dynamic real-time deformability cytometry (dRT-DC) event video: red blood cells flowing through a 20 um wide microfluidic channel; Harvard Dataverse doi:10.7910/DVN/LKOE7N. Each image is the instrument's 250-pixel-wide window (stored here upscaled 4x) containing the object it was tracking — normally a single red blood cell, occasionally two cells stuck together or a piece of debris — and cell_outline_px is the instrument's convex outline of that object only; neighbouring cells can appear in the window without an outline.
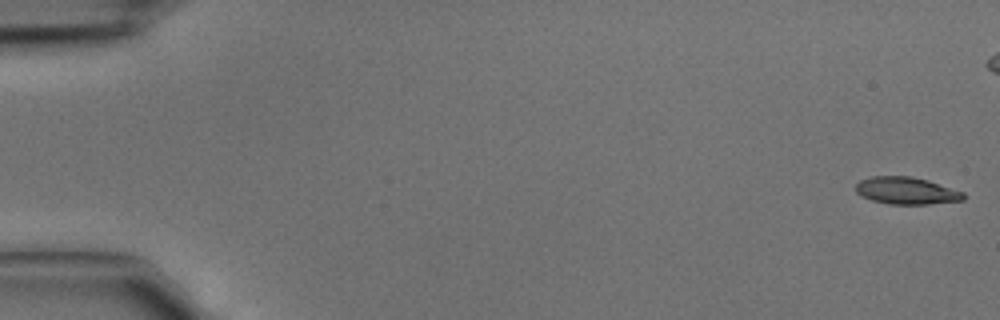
{"species": "common noctule bat (a hibernating species)", "species_latin": "Nyctalus noctula", "temperature_condition": "cold", "stored_images_in_passage": 6, "camera_frame_rate_fps": 3000, "um_per_image_px": 0.085, "animal": {"sex": "male", "body_mass_g": 15.6}, "frame": {"image": 1, "passage_image": 1, "time_ms": 0.0, "image_size_px": [1000, 320], "cell_outline_px": [[964, 200], [928, 204], [888, 204], [872, 200], [860, 196], [856, 192], [856, 184], [860, 180], [872, 176], [912, 176], [928, 180], [964, 192]], "centroid_in_image_um": [77.03, 16.21], "position_along_channel_um": 8.0, "area_um2": 17.11}}